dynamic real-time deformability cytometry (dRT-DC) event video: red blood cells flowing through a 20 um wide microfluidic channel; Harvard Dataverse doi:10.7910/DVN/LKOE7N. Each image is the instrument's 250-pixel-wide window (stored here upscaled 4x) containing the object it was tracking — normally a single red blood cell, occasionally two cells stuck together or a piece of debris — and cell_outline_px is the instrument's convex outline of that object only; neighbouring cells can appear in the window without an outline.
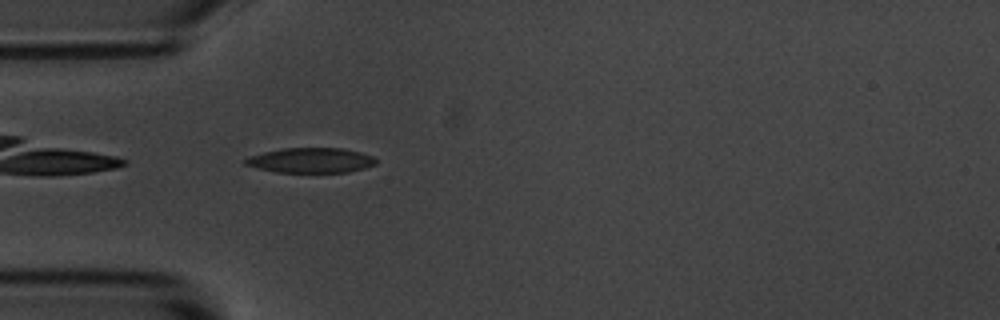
{"species": "common noctule bat (a hibernating species)", "species_latin": "Nyctalus noctula", "temperature_condition": "room temperature", "stored_images_in_passage": 3, "camera_frame_rate_fps": 3000, "um_per_image_px": 0.085, "animal": {"sex": "male", "body_mass_g": 20.1, "forearm_length_mm": 53.5}, "frame": {"image": 1, "passage_image": 3, "time_ms": 2.333, "image_size_px": [1000, 320], "cell_outline_px": [[376, 164], [364, 168], [348, 172], [276, 172], [244, 164], [240, 160], [248, 156], [264, 152], [284, 148], [340, 148], [360, 152], [372, 156], [376, 160]], "centroid_in_image_um": [26.39, 13.62], "position_along_channel_um": 58.6, "area_um2": 18.96}}